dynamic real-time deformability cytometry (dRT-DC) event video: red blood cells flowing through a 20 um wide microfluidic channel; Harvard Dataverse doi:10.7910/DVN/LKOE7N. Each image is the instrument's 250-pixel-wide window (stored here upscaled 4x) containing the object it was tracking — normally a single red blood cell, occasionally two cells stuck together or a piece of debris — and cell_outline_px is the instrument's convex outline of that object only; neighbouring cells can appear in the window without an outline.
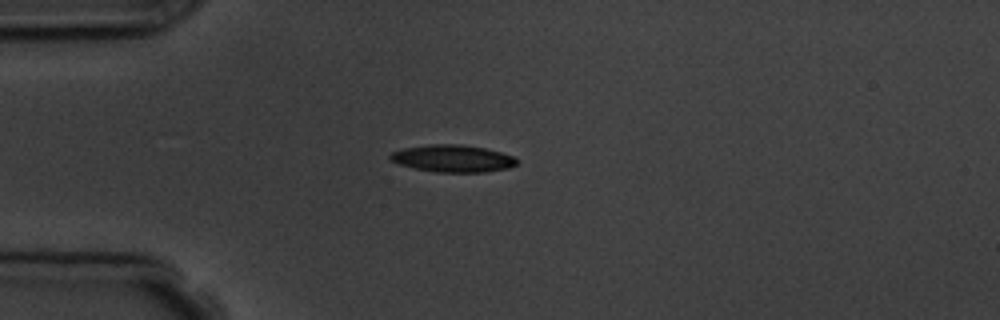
{"species": "common noctule bat (a hibernating species)", "species_latin": "Nyctalus noctula", "temperature_condition": "room temperature", "stored_images_in_passage": 5, "camera_frame_rate_fps": 3000, "um_per_image_px": 0.085, "animal": {"sex": "male", "body_mass_g": 19.5, "forearm_length_mm": 54.6}, "frame": {"image": 1, "passage_image": 1, "time_ms": 0.0, "image_size_px": [1000, 320], "cell_outline_px": [[520, 160], [516, 164], [508, 168], [484, 172], [436, 172], [416, 168], [400, 164], [392, 160], [388, 156], [392, 152], [404, 148], [428, 144], [460, 144], [484, 148], [500, 152], [512, 156]], "centroid_in_image_um": [38.5, 13.46], "position_along_channel_um": 46.5, "area_um2": 19.88}}